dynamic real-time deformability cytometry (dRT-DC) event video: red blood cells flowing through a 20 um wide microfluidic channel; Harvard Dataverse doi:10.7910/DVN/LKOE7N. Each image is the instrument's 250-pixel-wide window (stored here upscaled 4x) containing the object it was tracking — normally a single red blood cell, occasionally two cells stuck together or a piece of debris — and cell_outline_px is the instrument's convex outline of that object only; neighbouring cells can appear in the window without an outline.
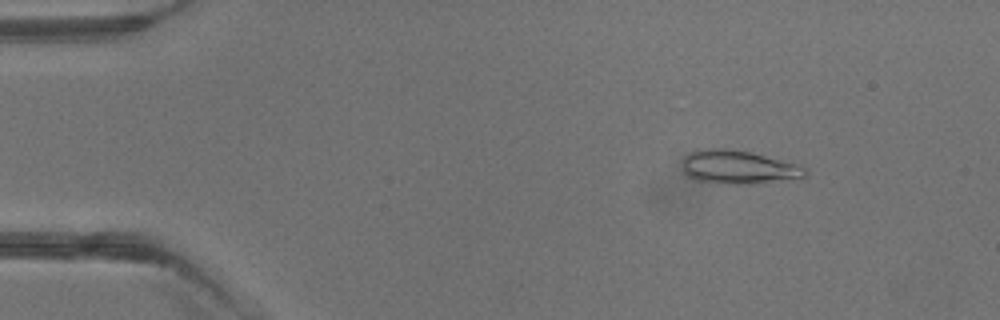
{"species": "common noctule bat (a hibernating species)", "species_latin": "Nyctalus noctula", "temperature_condition": "warm", "stored_images_in_passage": 5, "camera_frame_rate_fps": 3000, "um_per_image_px": 0.085, "animal": {"sex": "male", "body_mass_g": 13.3}, "frame": {"image": 1, "passage_image": 2, "time_ms": 1.333, "image_size_px": [1000, 320], "cell_outline_px": [[808, 176], [752, 184], [732, 184], [696, 180], [688, 176], [684, 172], [684, 156], [688, 152], [704, 148], [724, 148], [752, 152], [796, 164], [808, 168]], "centroid_in_image_um": [62.77, 14.2], "position_along_channel_um": 22.2, "area_um2": 23.93}}
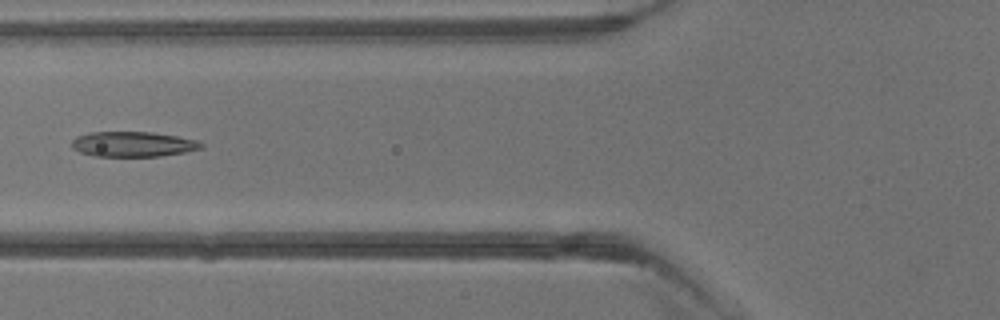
{"frame": {"image": 2, "passage_image": 5, "time_ms": 4.667, "image_size_px": [1000, 320], "cell_outline_px": [[204, 148], [184, 152], [160, 156], [92, 156], [80, 152], [72, 148], [72, 140], [76, 136], [88, 132], [152, 132], [176, 136], [196, 140], [204, 144]], "centroid_in_image_um": [11.29, 12.25], "position_along_channel_um": 114.5, "area_um2": 19.02}}